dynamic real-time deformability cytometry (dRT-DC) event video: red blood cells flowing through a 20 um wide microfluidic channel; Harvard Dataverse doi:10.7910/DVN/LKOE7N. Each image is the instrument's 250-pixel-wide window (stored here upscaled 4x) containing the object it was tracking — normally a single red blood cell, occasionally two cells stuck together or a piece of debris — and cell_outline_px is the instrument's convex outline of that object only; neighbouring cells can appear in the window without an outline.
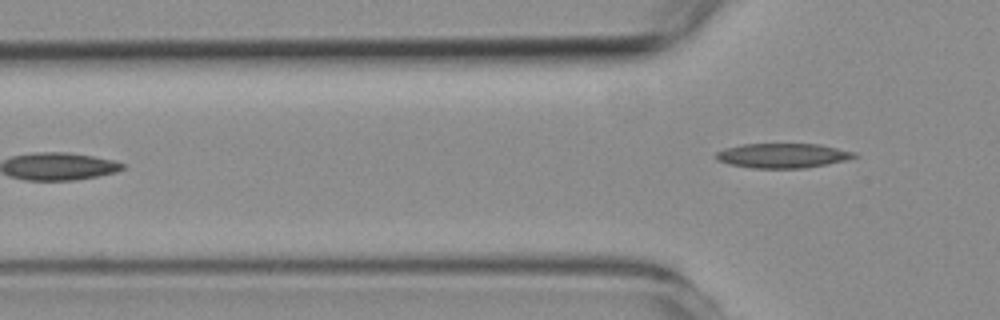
{"species": "common noctule bat (a hibernating species)", "species_latin": "Nyctalus noctula", "temperature_condition": "room temperature", "stored_images_in_passage": 5, "camera_frame_rate_fps": 3000, "um_per_image_px": 0.085, "animal": {"sex": "female", "body_mass_g": 19.3, "forearm_length_mm": 54.1}, "frame": {"image": 1, "passage_image": 5, "time_ms": 4.667, "image_size_px": [1000, 320], "cell_outline_px": [[860, 156], [848, 160], [828, 164], [804, 168], [752, 168], [728, 164], [716, 160], [716, 152], [724, 148], [744, 144], [820, 144], [856, 152]], "centroid_in_image_um": [66.56, 13.23], "position_along_channel_um": 59.2, "area_um2": 20.06}}